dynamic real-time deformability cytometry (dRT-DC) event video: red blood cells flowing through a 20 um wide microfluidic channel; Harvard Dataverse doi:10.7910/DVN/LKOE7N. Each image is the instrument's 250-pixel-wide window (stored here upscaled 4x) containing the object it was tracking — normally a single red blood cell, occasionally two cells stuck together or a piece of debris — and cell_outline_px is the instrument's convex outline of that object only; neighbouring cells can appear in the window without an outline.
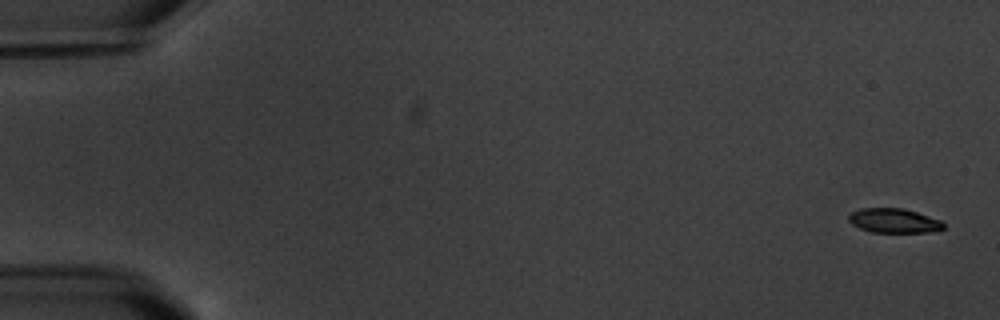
{"species": "common noctule bat (a hibernating species)", "species_latin": "Nyctalus noctula", "temperature_condition": "warm", "stored_images_in_passage": 7, "camera_frame_rate_fps": 3000, "um_per_image_px": 0.085, "animal": {"sex": "male", "body_mass_g": 20.1, "forearm_length_mm": 53.5}, "frame": {"image": 1, "passage_image": 1, "time_ms": 0.0, "image_size_px": [1000, 320], "cell_outline_px": [[944, 228], [928, 232], [872, 232], [860, 228], [852, 224], [848, 220], [848, 216], [852, 212], [860, 208], [904, 208], [940, 220], [944, 224]], "centroid_in_image_um": [75.95, 18.75], "position_along_channel_um": 9.0, "area_um2": 13.35}}
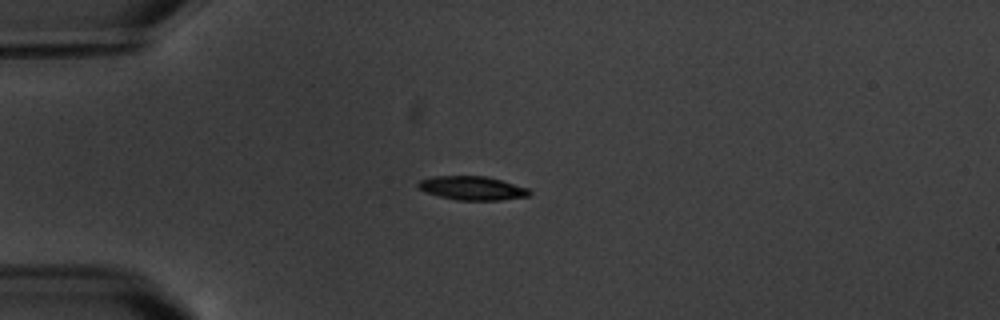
{"frame": {"image": 2, "passage_image": 4, "time_ms": 4.667, "image_size_px": [1000, 320], "cell_outline_px": [[532, 192], [528, 196], [500, 200], [456, 200], [424, 192], [416, 188], [416, 184], [420, 180], [432, 176], [484, 176], [500, 180], [528, 188]], "centroid_in_image_um": [40.08, 15.99], "position_along_channel_um": 44.9, "area_um2": 15.43}}
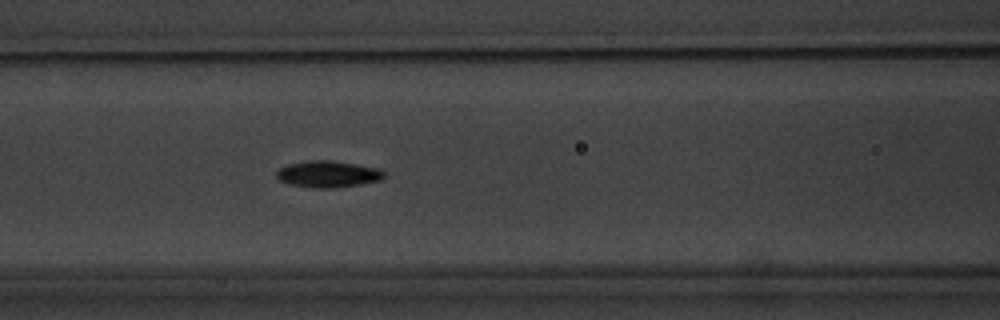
{"frame": {"image": 3, "passage_image": 7, "time_ms": 8.0, "image_size_px": [1000, 320], "cell_outline_px": [[384, 176], [380, 180], [360, 184], [336, 188], [320, 188], [288, 184], [280, 180], [276, 176], [276, 172], [280, 168], [288, 164], [308, 160], [332, 160], [380, 168], [384, 172]], "centroid_in_image_um": [27.88, 14.79], "position_along_channel_um": 138.7, "area_um2": 16.65}}